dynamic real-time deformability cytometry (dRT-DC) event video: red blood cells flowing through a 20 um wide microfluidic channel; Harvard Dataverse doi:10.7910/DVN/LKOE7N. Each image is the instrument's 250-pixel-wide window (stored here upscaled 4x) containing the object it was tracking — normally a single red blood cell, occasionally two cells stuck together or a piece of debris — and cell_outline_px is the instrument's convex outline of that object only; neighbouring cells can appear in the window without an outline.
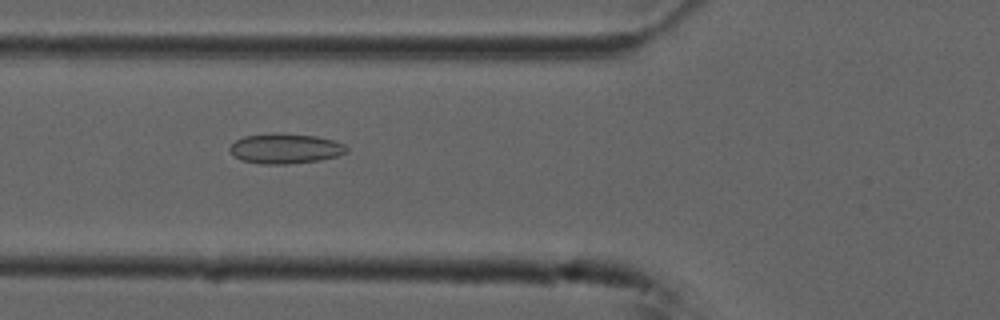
{"species": "common noctule bat (a hibernating species)", "species_latin": "Nyctalus noctula", "temperature_condition": "cold", "stored_images_in_passage": 48, "camera_frame_rate_fps": 3000, "um_per_image_px": 0.085, "animal": {"sex": "male", "forearm_length_mm": 52.5}, "frame": {"image": 1, "passage_image": 14, "time_ms": 4.333, "image_size_px": [1000, 320], "cell_outline_px": [[348, 152], [336, 156], [320, 160], [288, 164], [260, 164], [240, 160], [228, 148], [236, 140], [244, 136], [272, 132], [284, 132], [316, 136], [332, 140], [344, 144], [348, 148]], "centroid_in_image_um": [24.25, 12.61], "position_along_channel_um": 101.6, "area_um2": 20.69}}
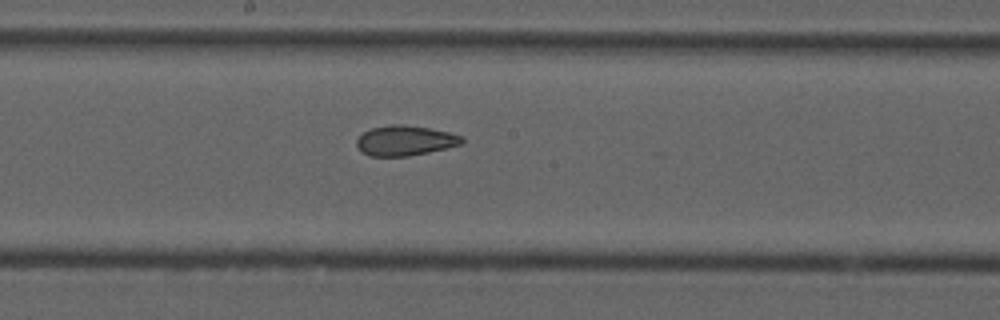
{"frame": {"image": 2, "passage_image": 23, "time_ms": 7.333, "image_size_px": [1000, 320], "cell_outline_px": [[464, 144], [428, 152], [408, 156], [368, 156], [356, 144], [356, 140], [364, 132], [372, 128], [392, 124], [404, 124], [428, 128], [448, 132], [464, 136]], "centroid_in_image_um": [34.47, 11.94], "position_along_channel_um": 213.7, "area_um2": 18.38}}
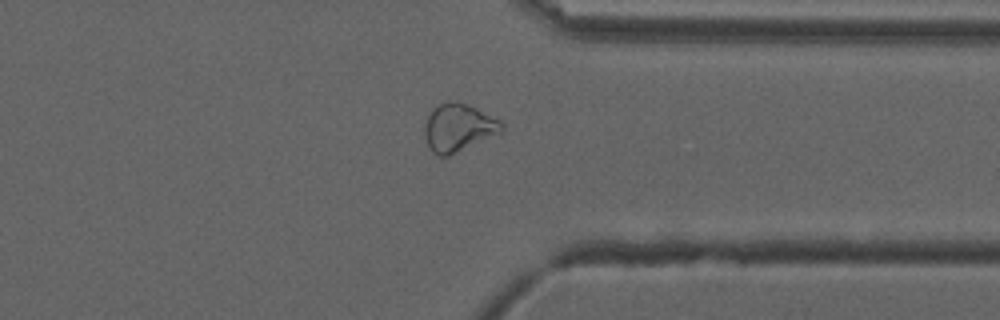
{"frame": {"image": 3, "passage_image": 36, "time_ms": 11.667, "image_size_px": [1000, 320], "cell_outline_px": [[504, 128], [500, 132], [448, 156], [440, 156], [432, 152], [424, 136], [424, 124], [432, 108], [436, 104], [456, 100], [468, 104], [500, 120], [504, 124]], "centroid_in_image_um": [38.93, 10.82], "position_along_channel_um": 372.5, "area_um2": 21.33}, "authors_computed_cell_mechanics": {"area_um2": 21.1837, "velocity_mm_per_s": 3.7258, "shape_relaxation_time_tau1_ms": null, "shape_relaxation_time_tau2_ms": 2.1375, "deformation_change_tau1": null, "deformation_change_tau2": 0.0825}}